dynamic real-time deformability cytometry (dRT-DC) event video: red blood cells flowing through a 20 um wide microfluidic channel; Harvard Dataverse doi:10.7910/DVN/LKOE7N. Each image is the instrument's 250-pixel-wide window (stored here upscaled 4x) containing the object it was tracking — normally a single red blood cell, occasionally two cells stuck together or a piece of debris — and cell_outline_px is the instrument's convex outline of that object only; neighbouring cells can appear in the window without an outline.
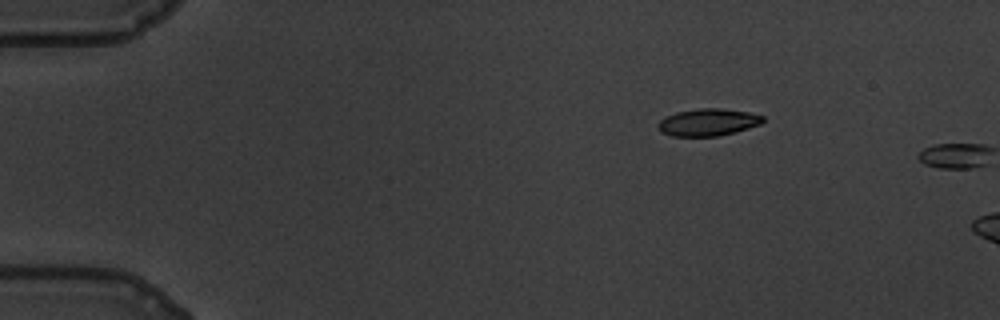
{"species": "common noctule bat (a hibernating species)", "species_latin": "Nyctalus noctula", "temperature_condition": "warm", "stored_images_in_passage": 2, "camera_frame_rate_fps": 3000, "um_per_image_px": 0.085, "animal": {"sex": "male", "body_mass_g": 19.5, "forearm_length_mm": 54.6}, "frame": {"image": 1, "passage_image": 1, "time_ms": 0.0, "image_size_px": [1000, 320], "cell_outline_px": [[764, 120], [760, 124], [736, 132], [716, 136], [672, 136], [660, 132], [656, 124], [664, 116], [676, 112], [696, 108], [720, 108], [748, 112], [764, 116]], "centroid_in_image_um": [60.14, 10.39], "position_along_channel_um": 24.9, "area_um2": 16.76}}